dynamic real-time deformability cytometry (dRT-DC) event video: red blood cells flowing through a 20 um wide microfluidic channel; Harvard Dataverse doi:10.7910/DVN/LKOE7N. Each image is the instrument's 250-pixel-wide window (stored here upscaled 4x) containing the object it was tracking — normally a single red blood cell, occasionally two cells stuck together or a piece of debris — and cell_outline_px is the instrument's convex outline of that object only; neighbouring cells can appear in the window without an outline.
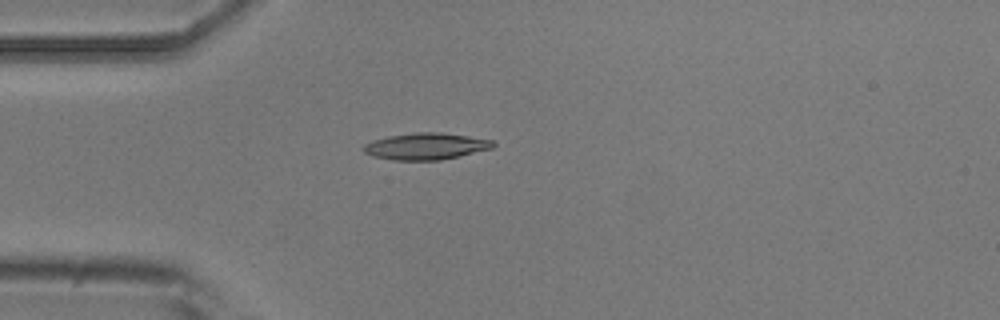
{"species": "common noctule bat (a hibernating species)", "species_latin": "Nyctalus noctula", "temperature_condition": "room temperature", "stored_images_in_passage": 3, "camera_frame_rate_fps": 3000, "um_per_image_px": 0.085, "animal": {"sex": "male", "body_mass_g": 20.5, "forearm_length_mm": 52.5}, "frame": {"image": 1, "passage_image": 2, "time_ms": 1.0, "image_size_px": [1000, 320], "cell_outline_px": [[496, 144], [492, 148], [460, 156], [440, 160], [392, 160], [372, 156], [364, 152], [364, 144], [372, 140], [388, 136], [416, 132], [440, 132], [468, 136], [492, 140]], "centroid_in_image_um": [36.19, 12.43], "position_along_channel_um": 48.8, "area_um2": 20.11}}